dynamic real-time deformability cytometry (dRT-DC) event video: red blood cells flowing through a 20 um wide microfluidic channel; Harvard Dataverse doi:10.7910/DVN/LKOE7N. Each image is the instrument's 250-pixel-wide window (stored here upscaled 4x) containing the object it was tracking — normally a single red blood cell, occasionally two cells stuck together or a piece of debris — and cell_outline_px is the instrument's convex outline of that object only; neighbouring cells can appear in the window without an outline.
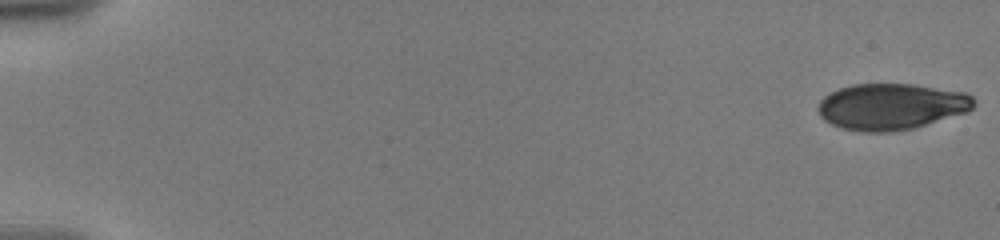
{"species": "human", "species_latin": "Homo sapiens", "temperature_condition": "warm", "stored_images_in_passage": 69, "camera_frame_rate_fps": 3000, "um_per_image_px": 0.085, "donor": {"sex": "male"}, "frame": {"image": 1, "passage_image": 1, "time_ms": 0.0, "image_size_px": [1000, 240], "cell_outline_px": [[976, 104], [968, 112], [912, 128], [892, 132], [864, 132], [844, 128], [832, 124], [824, 120], [820, 116], [816, 108], [820, 100], [824, 96], [840, 88], [852, 84], [912, 84], [964, 92], [972, 96]], "centroid_in_image_um": [75.75, 9.05], "position_along_channel_um": 9.3, "area_um2": 41.96}}
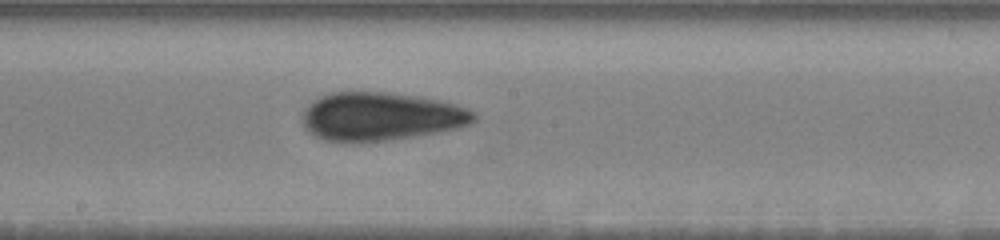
{"frame": {"image": 2, "passage_image": 39, "time_ms": 10.667, "image_size_px": [1000, 240], "cell_outline_px": [[480, 116], [476, 120], [460, 128], [440, 132], [392, 140], [360, 144], [324, 140], [308, 132], [304, 128], [304, 112], [308, 104], [320, 96], [332, 92], [388, 92], [416, 96], [440, 100], [456, 104], [468, 108], [476, 112]], "centroid_in_image_um": [32.41, 9.92], "position_along_channel_um": 215.8, "area_um2": 49.13}}
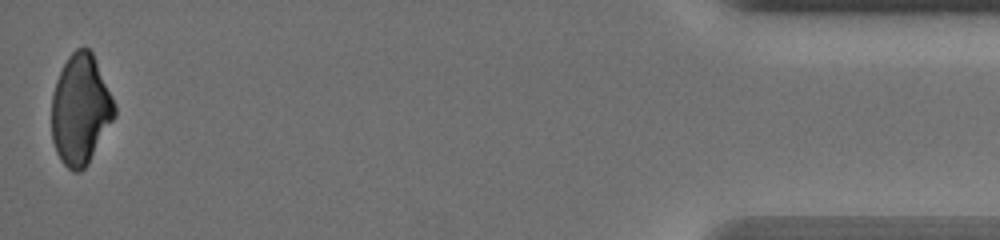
{"frame": {"image": 3, "passage_image": 69, "time_ms": 18.667, "image_size_px": [1000, 240], "cell_outline_px": [[116, 116], [88, 164], [80, 172], [72, 172], [60, 160], [56, 152], [52, 140], [52, 96], [56, 80], [68, 56], [76, 48], [88, 48], [92, 52], [116, 104]], "centroid_in_image_um": [6.85, 9.34], "position_along_channel_um": 428.4, "area_um2": 40.52}, "authors_computed_cell_mechanics": {"area_um2": 44.795, "velocity_mm_per_s": 3.5913, "shape_relaxation_time_tau1_ms": 5.7637, "shape_relaxation_time_tau2_ms": 3.0443, "deformation_change_tau1": 0.1577, "deformation_change_tau2": 0.0405}}